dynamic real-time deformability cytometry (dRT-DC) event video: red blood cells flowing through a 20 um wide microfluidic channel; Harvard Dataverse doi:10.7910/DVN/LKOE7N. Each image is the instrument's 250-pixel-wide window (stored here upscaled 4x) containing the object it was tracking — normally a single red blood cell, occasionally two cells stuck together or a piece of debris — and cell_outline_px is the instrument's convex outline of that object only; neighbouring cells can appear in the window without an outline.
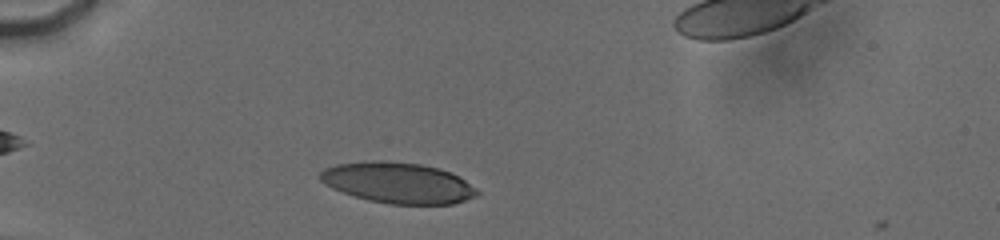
{"species": "human", "species_latin": "Homo sapiens", "temperature_condition": "cold", "stored_images_in_passage": 33, "camera_frame_rate_fps": 3000, "um_per_image_px": 0.085, "donor": {"sex": "male"}, "frame": {"image": 1, "passage_image": 1, "time_ms": 0.0, "image_size_px": [1000, 240], "cell_outline_px": [[480, 192], [476, 196], [452, 204], [388, 204], [368, 200], [352, 196], [332, 188], [320, 180], [320, 172], [324, 168], [336, 164], [376, 160], [420, 164], [436, 168], [448, 172], [464, 180]], "centroid_in_image_um": [33.78, 15.55], "position_along_channel_um": 51.2, "area_um2": 36.99}}
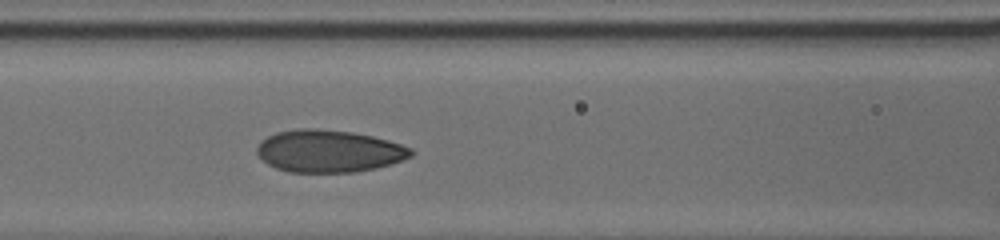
{"frame": {"image": 2, "passage_image": 22, "time_ms": 3.0, "image_size_px": [1000, 240], "cell_outline_px": [[416, 152], [412, 156], [404, 160], [392, 164], [376, 168], [356, 172], [288, 172], [276, 168], [268, 164], [256, 152], [256, 148], [260, 140], [276, 132], [300, 128], [316, 128], [352, 132], [372, 136], [388, 140], [412, 148]], "centroid_in_image_um": [27.98, 12.84], "position_along_channel_um": 138.6, "area_um2": 38.26}}
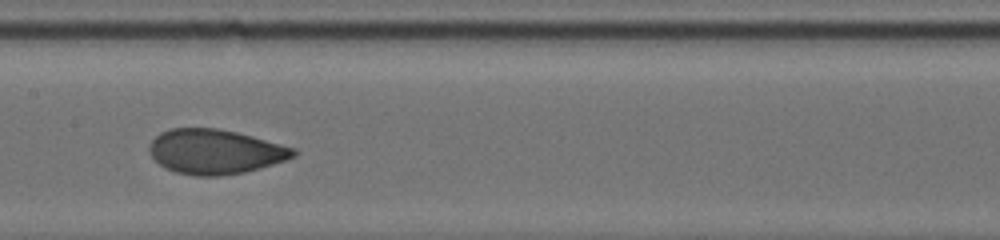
{"frame": {"image": 3, "passage_image": 32, "time_ms": 4.333, "image_size_px": [1000, 240], "cell_outline_px": [[296, 156], [260, 168], [244, 172], [220, 176], [196, 176], [176, 172], [164, 168], [152, 156], [148, 148], [152, 140], [160, 132], [172, 128], [216, 128], [236, 132], [252, 136], [296, 148]], "centroid_in_image_um": [18.28, 12.89], "position_along_channel_um": 189.1, "area_um2": 37.4}}